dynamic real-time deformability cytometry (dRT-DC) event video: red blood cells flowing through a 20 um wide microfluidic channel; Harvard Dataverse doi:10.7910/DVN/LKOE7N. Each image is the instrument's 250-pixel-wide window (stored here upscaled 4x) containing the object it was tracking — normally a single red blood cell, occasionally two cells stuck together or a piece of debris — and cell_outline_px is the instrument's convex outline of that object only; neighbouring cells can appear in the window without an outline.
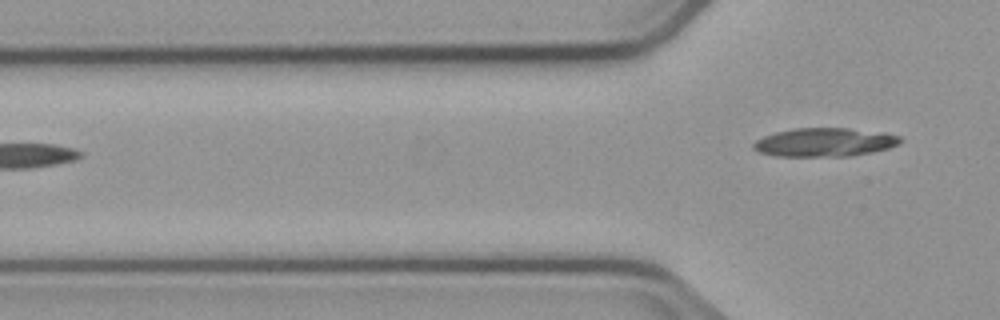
{"species": "common noctule bat (a hibernating species)", "species_latin": "Nyctalus noctula", "temperature_condition": "cold", "stored_images_in_passage": 3, "camera_frame_rate_fps": 3000, "um_per_image_px": 0.085, "animal": {"sex": "male", "body_mass_g": 23.1, "forearm_length_mm": 52.7}, "frame": {"image": 1, "passage_image": 3, "time_ms": 2.333, "image_size_px": [1000, 320], "cell_outline_px": [[904, 140], [900, 144], [888, 148], [872, 152], [848, 156], [776, 156], [760, 152], [752, 148], [752, 144], [756, 140], [764, 136], [776, 132], [796, 128], [848, 128], [884, 132], [900, 136]], "centroid_in_image_um": [70.13, 12.09], "position_along_channel_um": 55.7, "area_um2": 24.57}}